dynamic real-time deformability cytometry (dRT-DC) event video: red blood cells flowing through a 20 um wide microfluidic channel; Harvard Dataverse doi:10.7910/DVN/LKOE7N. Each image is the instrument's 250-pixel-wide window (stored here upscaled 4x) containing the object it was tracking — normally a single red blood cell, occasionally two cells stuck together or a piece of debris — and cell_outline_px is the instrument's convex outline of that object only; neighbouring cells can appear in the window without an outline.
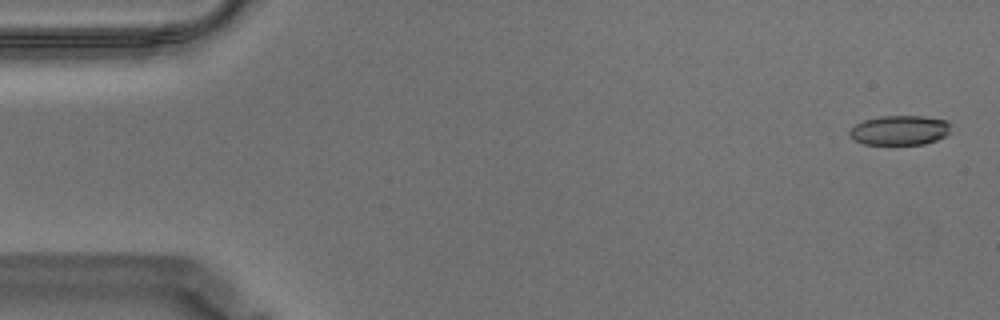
{"species": "Egyptian fruit bat (a non-hibernating species)", "species_latin": "Rousettus aegyptiacus", "temperature_condition": "warm", "stored_images_in_passage": 57, "camera_frame_rate_fps": 3000, "um_per_image_px": 0.085, "animal": {"sex": "male"}, "frame": {"image": 1, "passage_image": 2, "time_ms": 0.333, "image_size_px": [1000, 320], "cell_outline_px": [[948, 132], [944, 136], [936, 140], [924, 144], [864, 144], [852, 140], [848, 136], [848, 132], [856, 124], [864, 120], [880, 116], [924, 116], [944, 120], [948, 124]], "centroid_in_image_um": [76.4, 11.07], "position_along_channel_um": 8.6, "area_um2": 17.34}}
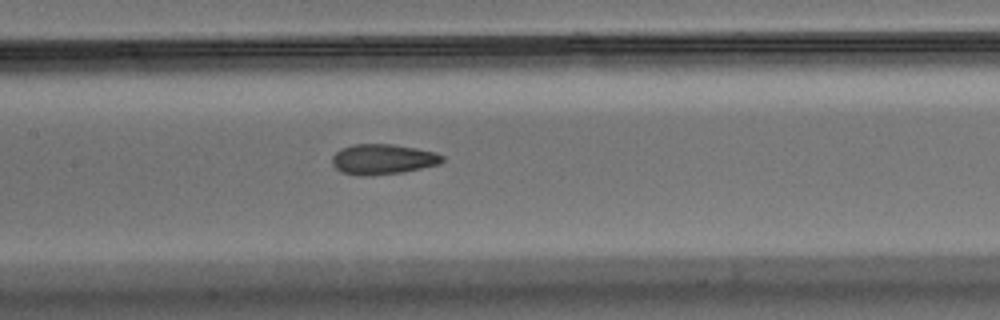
{"frame": {"image": 2, "passage_image": 27, "time_ms": 8.667, "image_size_px": [1000, 320], "cell_outline_px": [[444, 160], [440, 164], [404, 172], [368, 176], [360, 176], [340, 172], [332, 164], [332, 156], [340, 148], [352, 144], [392, 144], [416, 148], [436, 152], [444, 156]], "centroid_in_image_um": [32.53, 13.54], "position_along_channel_um": 174.9, "area_um2": 19.71}}
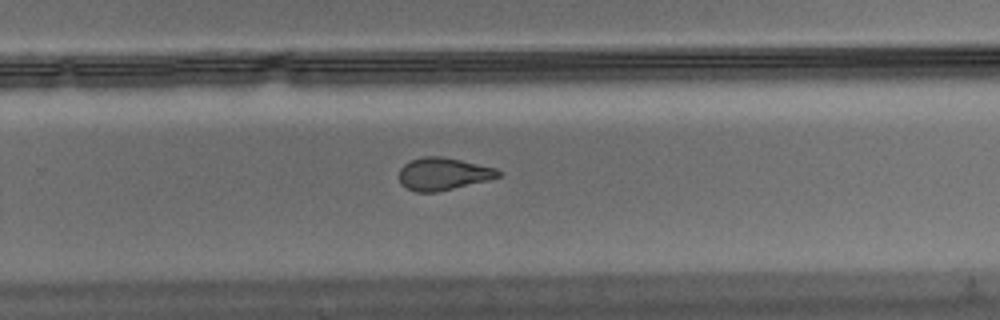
{"frame": {"image": 3, "passage_image": 37, "time_ms": 12.0, "image_size_px": [1000, 320], "cell_outline_px": [[500, 176], [488, 180], [436, 192], [416, 192], [400, 184], [400, 168], [404, 164], [412, 160], [424, 156], [444, 156], [496, 168], [500, 172]], "centroid_in_image_um": [37.66, 14.77], "position_along_channel_um": 292.1, "area_um2": 18.61}, "authors_computed_cell_mechanics": {"area_um2": 19.3052, "velocity_mm_per_s": 3.5301, "shape_relaxation_time_tau1_ms": null, "shape_relaxation_time_tau2_ms": 1.6914, "deformation_change_tau1": null, "deformation_change_tau2": 0.078}}